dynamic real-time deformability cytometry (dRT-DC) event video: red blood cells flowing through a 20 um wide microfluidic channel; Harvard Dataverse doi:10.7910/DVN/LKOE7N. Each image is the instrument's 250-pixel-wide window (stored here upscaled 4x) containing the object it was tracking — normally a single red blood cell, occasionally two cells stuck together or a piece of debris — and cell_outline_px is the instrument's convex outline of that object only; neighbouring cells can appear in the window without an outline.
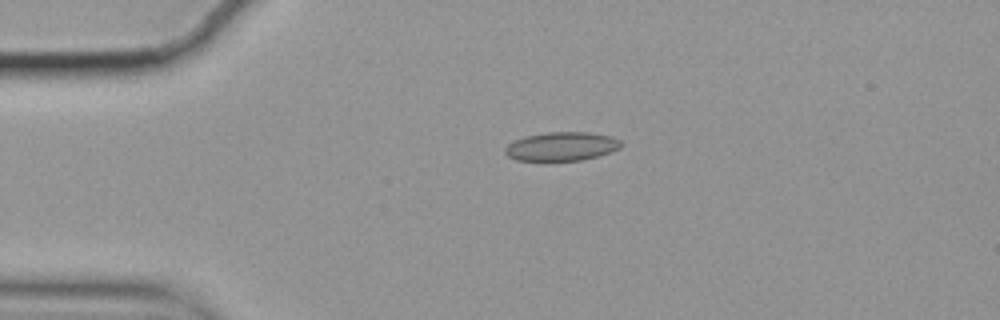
{"species": "common noctule bat (a hibernating species)", "species_latin": "Nyctalus noctula", "temperature_condition": "cold", "stored_images_in_passage": 45, "camera_frame_rate_fps": 3000, "um_per_image_px": 0.085, "animal": {"sex": "female", "body_mass_g": 19.9}, "frame": {"image": 1, "passage_image": 1, "time_ms": 0.0, "image_size_px": [1000, 320], "cell_outline_px": [[620, 148], [612, 152], [580, 160], [516, 160], [508, 156], [504, 152], [504, 148], [508, 144], [524, 136], [548, 132], [588, 132], [612, 136], [620, 140]], "centroid_in_image_um": [47.73, 12.43], "position_along_channel_um": 37.3, "area_um2": 19.31}}
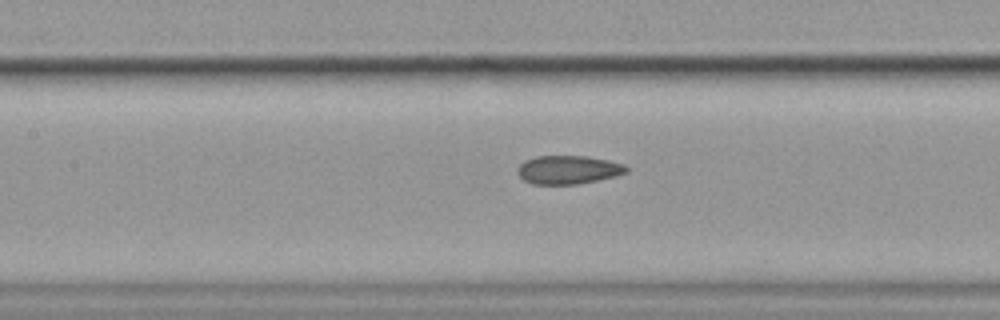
{"frame": {"image": 2, "passage_image": 14, "time_ms": 4.333, "image_size_px": [1000, 320], "cell_outline_px": [[628, 172], [616, 176], [576, 184], [532, 184], [524, 180], [516, 172], [516, 168], [524, 160], [536, 156], [588, 156], [608, 160], [624, 164], [628, 168]], "centroid_in_image_um": [48.28, 14.42], "position_along_channel_um": 159.1, "area_um2": 18.15}}
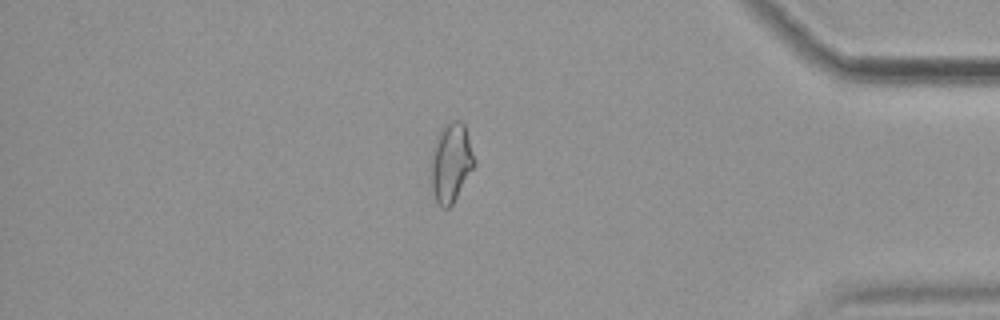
{"frame": {"image": 3, "passage_image": 37, "time_ms": 12.0, "image_size_px": [1000, 320], "cell_outline_px": [[476, 164], [452, 204], [448, 208], [444, 208], [436, 200], [432, 188], [432, 160], [436, 136], [440, 128], [452, 120], [460, 120], [464, 124], [476, 160]], "centroid_in_image_um": [38.36, 13.78], "position_along_channel_um": 396.8, "area_um2": 19.65}, "authors_computed_cell_mechanics": {"area_um2": 18.4382, "velocity_mm_per_s": 3.5298, "shape_relaxation_time_tau1_ms": null, "shape_relaxation_time_tau2_ms": 2.9976, "deformation_change_tau1": null, "deformation_change_tau2": 0.0896}}